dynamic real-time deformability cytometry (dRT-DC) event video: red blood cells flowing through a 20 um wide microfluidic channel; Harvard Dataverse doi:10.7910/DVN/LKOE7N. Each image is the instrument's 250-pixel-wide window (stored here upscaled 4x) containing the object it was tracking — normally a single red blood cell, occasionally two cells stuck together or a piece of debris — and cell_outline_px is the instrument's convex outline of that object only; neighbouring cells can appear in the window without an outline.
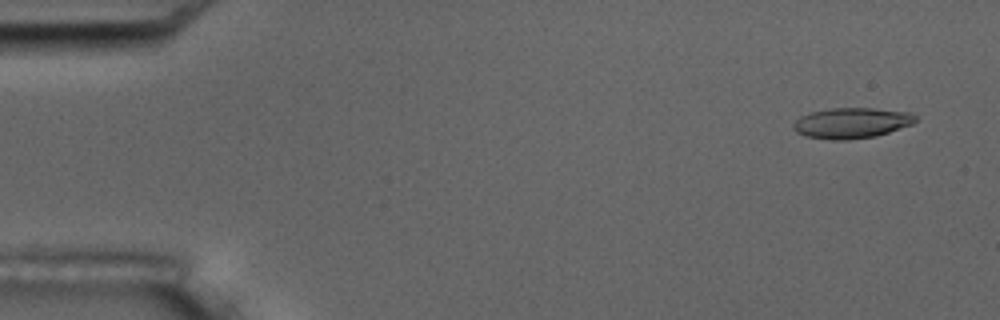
{"species": "common noctule bat (a hibernating species)", "species_latin": "Nyctalus noctula", "temperature_condition": "room temperature", "stored_images_in_passage": 5, "camera_frame_rate_fps": 3000, "um_per_image_px": 0.085, "animal": {"sex": "male", "body_mass_g": 17.5, "forearm_length_mm": 52.3}, "frame": {"image": 1, "passage_image": 1, "time_ms": 0.0, "image_size_px": [1000, 320], "cell_outline_px": [[916, 120], [912, 124], [876, 136], [848, 140], [832, 140], [804, 136], [796, 132], [792, 128], [792, 124], [800, 116], [812, 112], [828, 108], [872, 108], [912, 112], [916, 116]], "centroid_in_image_um": [72.36, 10.45], "position_along_channel_um": 12.6, "area_um2": 21.91}}
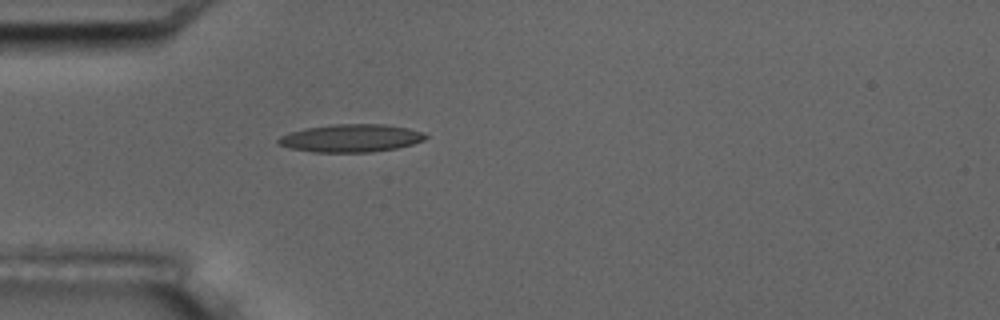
{"frame": {"image": 2, "passage_image": 5, "time_ms": 4.333, "image_size_px": [1000, 320], "cell_outline_px": [[428, 136], [424, 140], [412, 144], [396, 148], [372, 152], [312, 152], [288, 148], [276, 144], [276, 140], [280, 136], [288, 132], [304, 128], [332, 124], [384, 124], [408, 128], [424, 132]], "centroid_in_image_um": [29.78, 11.74], "position_along_channel_um": 55.2, "area_um2": 24.16}}